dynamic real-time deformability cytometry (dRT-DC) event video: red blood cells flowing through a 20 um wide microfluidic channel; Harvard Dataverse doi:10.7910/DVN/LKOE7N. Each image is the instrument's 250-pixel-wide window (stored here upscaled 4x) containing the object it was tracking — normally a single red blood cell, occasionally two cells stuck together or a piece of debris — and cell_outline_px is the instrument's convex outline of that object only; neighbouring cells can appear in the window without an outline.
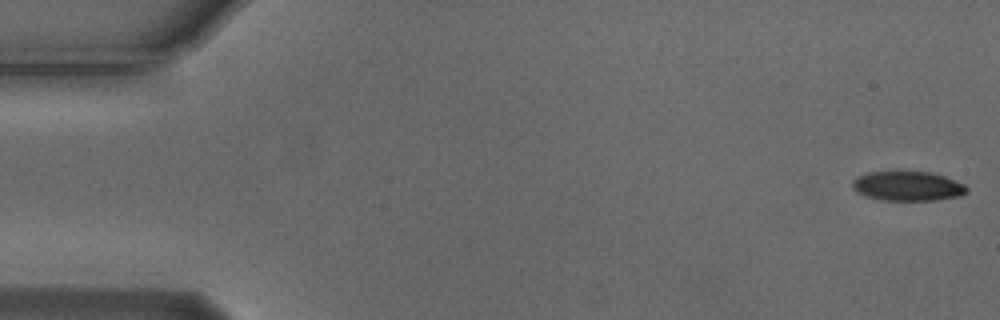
{"species": "Egyptian fruit bat (a non-hibernating species)", "species_latin": "Rousettus aegyptiacus", "temperature_condition": "cold", "stored_images_in_passage": 55, "camera_frame_rate_fps": 3000, "um_per_image_px": 0.085, "animal": {"sex": "male"}, "frame": {"image": 1, "passage_image": 1, "time_ms": 0.0, "image_size_px": [1000, 320], "cell_outline_px": [[968, 192], [960, 196], [936, 200], [880, 200], [864, 196], [856, 192], [852, 188], [852, 180], [868, 172], [896, 168], [932, 172], [944, 176], [964, 184], [968, 188]], "centroid_in_image_um": [77.11, 15.77], "position_along_channel_um": 7.9, "area_um2": 20.63}}
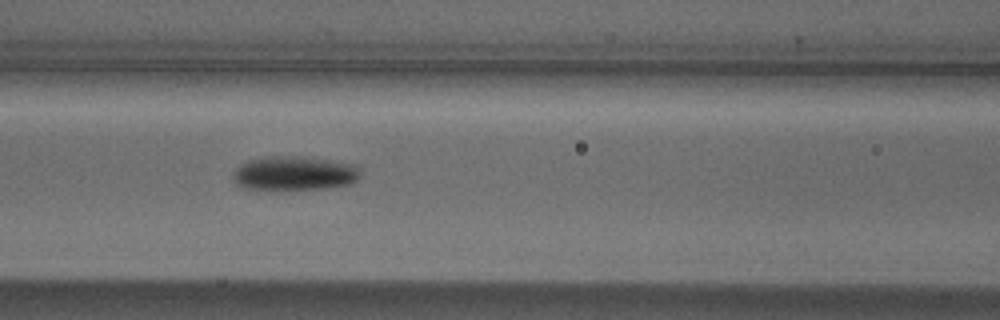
{"frame": {"image": 2, "passage_image": 23, "time_ms": 7.333, "image_size_px": [1000, 320], "cell_outline_px": [[360, 176], [352, 184], [324, 188], [248, 188], [236, 184], [232, 176], [236, 168], [240, 164], [248, 160], [264, 156], [304, 156], [332, 160], [356, 164], [360, 168]], "centroid_in_image_um": [25.06, 14.69], "position_along_channel_um": 141.5, "area_um2": 25.26}}
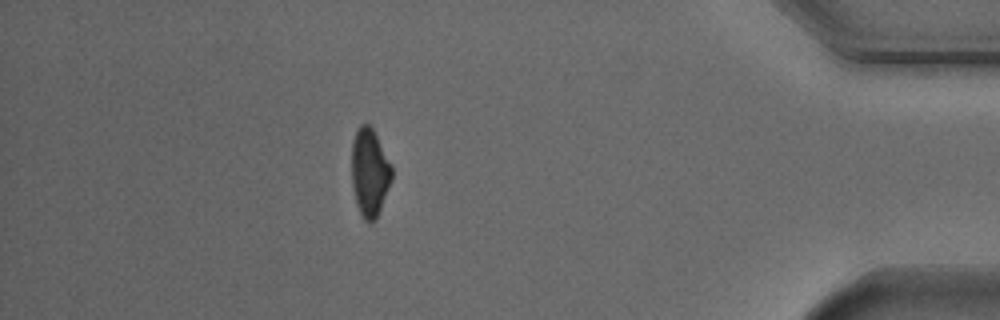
{"frame": {"image": 3, "passage_image": 48, "time_ms": 15.667, "image_size_px": [1000, 320], "cell_outline_px": [[392, 180], [376, 220], [364, 220], [356, 204], [352, 188], [352, 144], [356, 132], [360, 124], [368, 124], [372, 128], [392, 168]], "centroid_in_image_um": [31.41, 14.68], "position_along_channel_um": 403.8, "area_um2": 20.23}, "authors_computed_cell_mechanics": {"area_um2": 21.7906, "velocity_mm_per_s": 3.7367, "shape_relaxation_time_tau1_ms": 3.5544, "shape_relaxation_time_tau2_ms": null, "deformation_change_tau1": 0.1335, "deformation_change_tau2": null}}